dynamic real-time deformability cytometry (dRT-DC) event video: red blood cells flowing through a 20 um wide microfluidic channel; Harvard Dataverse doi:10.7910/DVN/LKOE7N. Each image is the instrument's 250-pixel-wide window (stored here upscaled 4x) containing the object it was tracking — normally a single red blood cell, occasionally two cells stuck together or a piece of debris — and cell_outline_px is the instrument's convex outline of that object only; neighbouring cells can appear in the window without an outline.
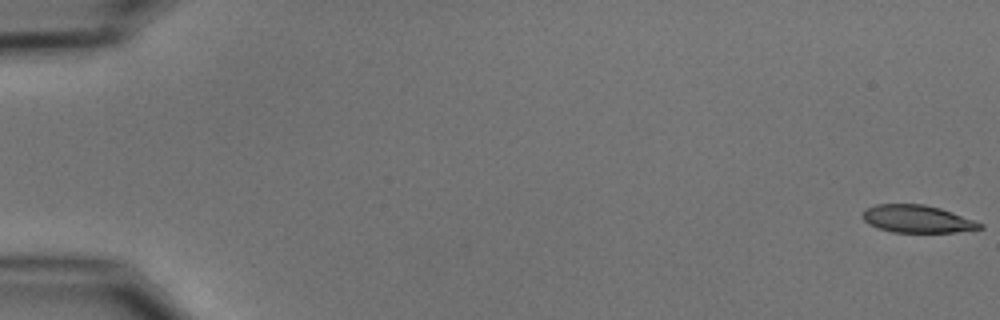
{"species": "common noctule bat (a hibernating species)", "species_latin": "Nyctalus noctula", "temperature_condition": "cold", "stored_images_in_passage": 55, "camera_frame_rate_fps": 3000, "um_per_image_px": 0.085, "animal": {"sex": "male", "body_mass_g": 15.6}, "frame": {"image": 1, "passage_image": 1, "time_ms": 0.0, "image_size_px": [1000, 320], "cell_outline_px": [[984, 228], [956, 232], [892, 232], [868, 224], [864, 220], [864, 208], [876, 204], [924, 204], [940, 208], [952, 212], [984, 224]], "centroid_in_image_um": [77.97, 18.6], "position_along_channel_um": 7.0, "area_um2": 18.73}}
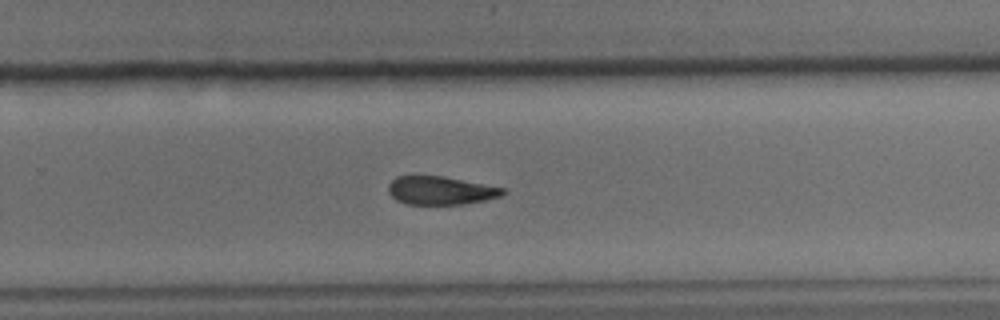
{"frame": {"image": 2, "passage_image": 37, "time_ms": 12.0, "image_size_px": [1000, 320], "cell_outline_px": [[508, 192], [500, 196], [484, 200], [464, 204], [408, 204], [396, 200], [388, 192], [388, 184], [396, 176], [444, 176], [504, 188]], "centroid_in_image_um": [37.44, 16.19], "position_along_channel_um": 292.4, "area_um2": 18.84}}
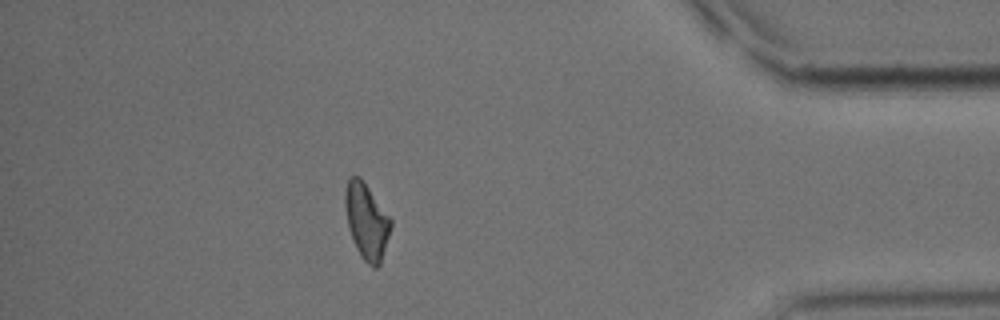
{"frame": {"image": 3, "passage_image": 49, "time_ms": 16.0, "image_size_px": [1000, 320], "cell_outline_px": [[392, 224], [380, 264], [376, 268], [372, 268], [360, 256], [352, 240], [348, 228], [344, 204], [344, 192], [348, 180], [352, 176], [360, 176], [392, 220]], "centroid_in_image_um": [31.14, 18.81], "position_along_channel_um": 404.1, "area_um2": 20.17}, "authors_computed_cell_mechanics": {"area_um2": 20.3456, "velocity_mm_per_s": 3.7193, "shape_relaxation_time_tau1_ms": 6.0587, "shape_relaxation_time_tau2_ms": 10.0852, "deformation_change_tau1": 0.1726, "deformation_change_tau2": 0.2156}}